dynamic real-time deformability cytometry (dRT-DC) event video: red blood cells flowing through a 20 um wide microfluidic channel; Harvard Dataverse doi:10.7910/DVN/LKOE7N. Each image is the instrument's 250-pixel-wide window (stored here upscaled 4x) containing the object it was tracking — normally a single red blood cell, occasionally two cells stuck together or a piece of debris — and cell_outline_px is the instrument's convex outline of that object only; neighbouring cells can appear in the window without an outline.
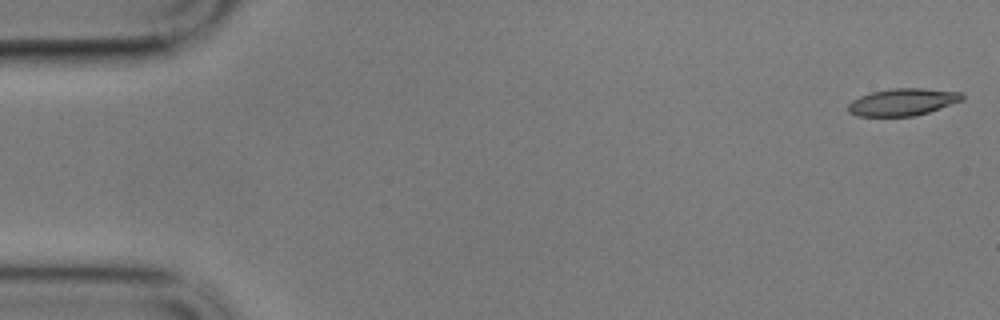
{"species": "common noctule bat (a hibernating species)", "species_latin": "Nyctalus noctula", "temperature_condition": "cold", "stored_images_in_passage": 58, "camera_frame_rate_fps": 3000, "um_per_image_px": 0.085, "animal": {"sex": "male", "body_mass_g": 17.9}, "frame": {"image": 1, "passage_image": 1, "time_ms": 0.0, "image_size_px": [1000, 320], "cell_outline_px": [[964, 100], [928, 112], [912, 116], [856, 116], [848, 112], [848, 104], [852, 100], [860, 96], [872, 92], [892, 88], [924, 88], [960, 92], [964, 96]], "centroid_in_image_um": [76.72, 8.67], "position_along_channel_um": 8.3, "area_um2": 18.03}}
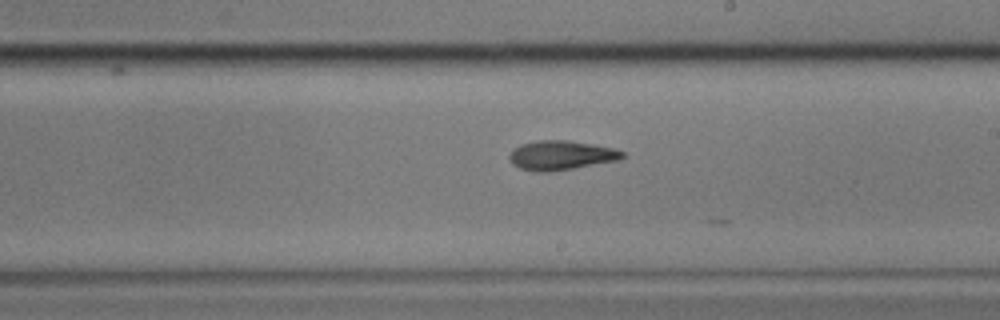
{"frame": {"image": 2, "passage_image": 33, "time_ms": 10.667, "image_size_px": [1000, 320], "cell_outline_px": [[624, 156], [620, 160], [548, 172], [536, 172], [520, 168], [512, 164], [508, 156], [520, 144], [540, 140], [568, 140], [592, 144], [612, 148], [624, 152]], "centroid_in_image_um": [47.68, 13.2], "position_along_channel_um": 241.3, "area_um2": 19.13}}
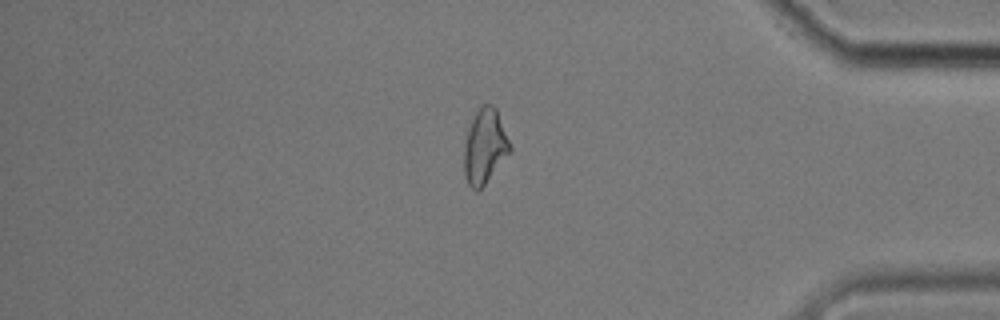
{"frame": {"image": 3, "passage_image": 49, "time_ms": 16.0, "image_size_px": [1000, 320], "cell_outline_px": [[512, 152], [484, 184], [476, 192], [468, 184], [464, 176], [464, 140], [472, 116], [484, 104], [492, 104], [496, 108], [512, 148]], "centroid_in_image_um": [41.2, 12.45], "position_along_channel_um": 394.0, "area_um2": 20.11}, "authors_computed_cell_mechanics": {"area_um2": 18.8717, "velocity_mm_per_s": 3.3961, "shape_relaxation_time_tau1_ms": 5.2131, "shape_relaxation_time_tau2_ms": 7.9173, "deformation_change_tau1": 0.1535, "deformation_change_tau2": 0.1779}}